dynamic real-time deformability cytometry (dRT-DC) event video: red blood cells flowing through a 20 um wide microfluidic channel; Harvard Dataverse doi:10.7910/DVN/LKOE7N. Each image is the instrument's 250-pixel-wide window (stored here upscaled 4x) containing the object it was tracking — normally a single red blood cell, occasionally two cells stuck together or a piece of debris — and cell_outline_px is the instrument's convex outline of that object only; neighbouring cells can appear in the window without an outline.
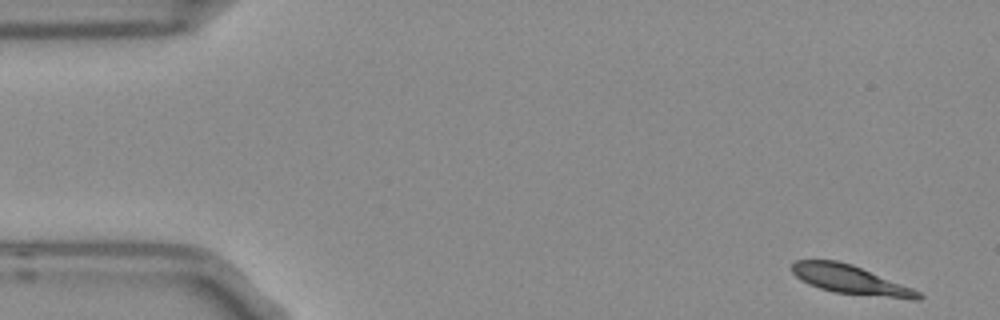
{"species": "Egyptian fruit bat (a non-hibernating species)", "species_latin": "Rousettus aegyptiacus", "temperature_condition": "room temperature", "stored_images_in_passage": 7, "camera_frame_rate_fps": 3000, "um_per_image_px": 0.085, "frame": {"image": 1, "passage_image": 1, "time_ms": 0.0, "image_size_px": [1000, 320], "cell_outline_px": [[924, 296], [920, 300], [912, 300], [832, 292], [808, 284], [800, 280], [792, 272], [792, 264], [796, 260], [836, 260], [852, 264], [912, 288], [920, 292]], "centroid_in_image_um": [72.31, 23.79], "position_along_channel_um": 12.7, "area_um2": 21.33}}
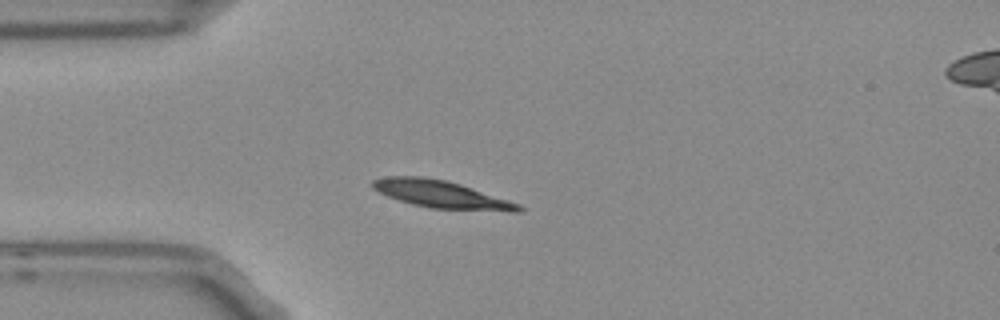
{"frame": {"image": 2, "passage_image": 4, "time_ms": 1.0, "image_size_px": [1000, 320], "cell_outline_px": [[524, 208], [520, 212], [512, 212], [432, 208], [412, 204], [388, 196], [372, 188], [372, 180], [384, 176], [420, 176], [444, 180], [460, 184], [520, 204]], "centroid_in_image_um": [37.52, 16.52], "position_along_channel_um": 47.5, "area_um2": 23.18}}
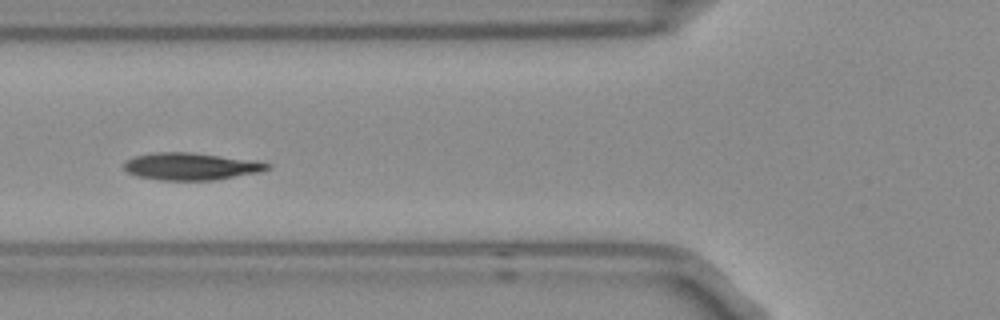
{"frame": {"image": 3, "passage_image": 6, "time_ms": 1.667, "image_size_px": [1000, 320], "cell_outline_px": [[272, 168], [260, 172], [216, 180], [160, 180], [136, 176], [128, 172], [124, 168], [124, 164], [128, 160], [136, 156], [152, 152], [192, 152], [256, 160], [272, 164]], "centroid_in_image_um": [16.29, 14.14], "position_along_channel_um": 109.5, "area_um2": 22.95}}